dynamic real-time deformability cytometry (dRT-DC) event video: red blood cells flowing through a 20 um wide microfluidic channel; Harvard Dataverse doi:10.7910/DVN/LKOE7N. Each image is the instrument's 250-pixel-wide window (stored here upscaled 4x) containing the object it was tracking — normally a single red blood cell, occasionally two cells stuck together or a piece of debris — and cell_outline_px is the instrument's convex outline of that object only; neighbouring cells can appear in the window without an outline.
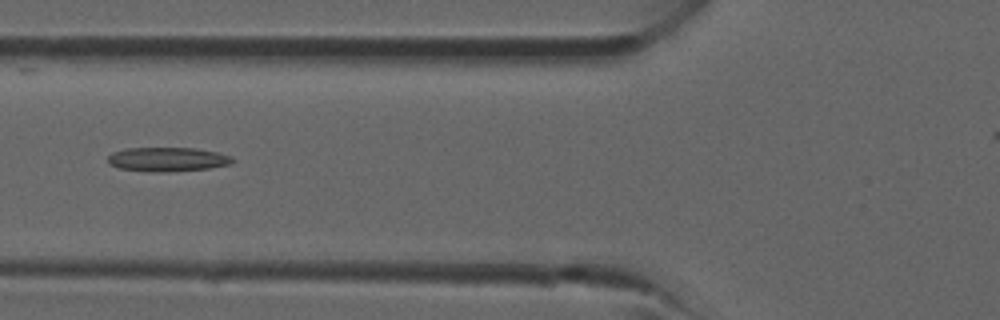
{"species": "common noctule bat (a hibernating species)", "species_latin": "Nyctalus noctula", "temperature_condition": "room temperature", "stored_images_in_passage": 37, "camera_frame_rate_fps": 3000, "um_per_image_px": 0.085, "animal": {"sex": "male", "forearm_length_mm": 52.5}, "frame": {"image": 1, "passage_image": 15, "time_ms": 4.667, "image_size_px": [1000, 320], "cell_outline_px": [[236, 160], [232, 164], [208, 168], [168, 172], [152, 172], [120, 168], [108, 164], [108, 156], [112, 152], [124, 148], [196, 148], [216, 152], [232, 156]], "centroid_in_image_um": [14.25, 13.54], "position_along_channel_um": 111.6, "area_um2": 17.69}}
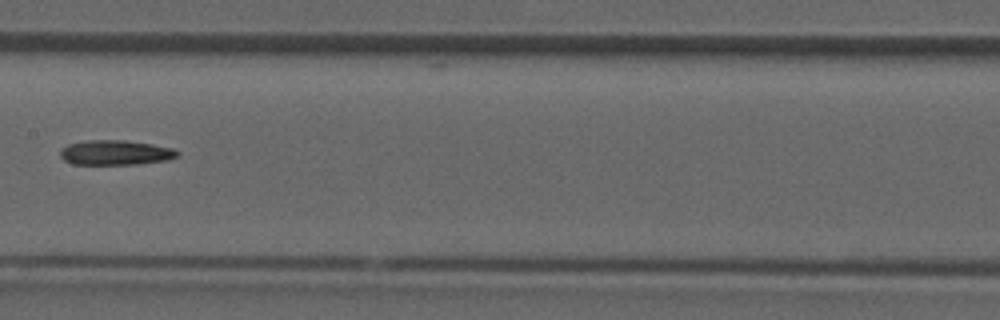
{"frame": {"image": 2, "passage_image": 20, "time_ms": 6.333, "image_size_px": [1000, 320], "cell_outline_px": [[180, 156], [168, 160], [136, 164], [72, 164], [64, 160], [60, 156], [60, 148], [68, 144], [84, 140], [124, 140], [152, 144], [172, 148], [180, 152]], "centroid_in_image_um": [9.81, 12.97], "position_along_channel_um": 197.6, "area_um2": 17.11}}
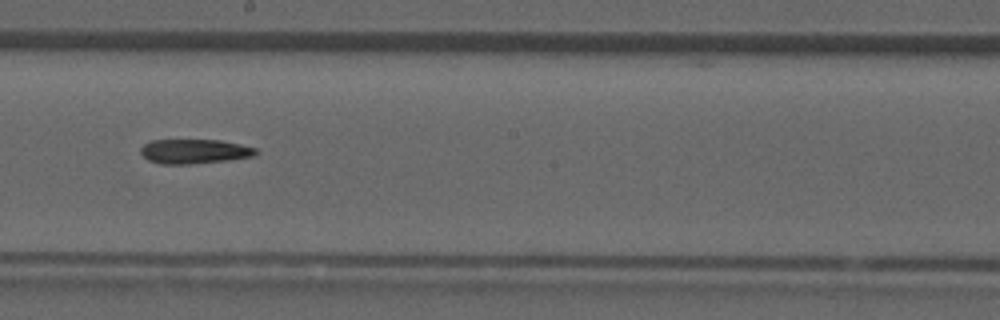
{"frame": {"image": 3, "passage_image": 22, "time_ms": 7.0, "image_size_px": [1000, 320], "cell_outline_px": [[260, 152], [252, 156], [228, 160], [188, 164], [160, 164], [148, 160], [140, 152], [140, 148], [144, 144], [152, 140], [220, 140], [240, 144], [256, 148]], "centroid_in_image_um": [16.52, 12.86], "position_along_channel_um": 231.7, "area_um2": 16.42}}